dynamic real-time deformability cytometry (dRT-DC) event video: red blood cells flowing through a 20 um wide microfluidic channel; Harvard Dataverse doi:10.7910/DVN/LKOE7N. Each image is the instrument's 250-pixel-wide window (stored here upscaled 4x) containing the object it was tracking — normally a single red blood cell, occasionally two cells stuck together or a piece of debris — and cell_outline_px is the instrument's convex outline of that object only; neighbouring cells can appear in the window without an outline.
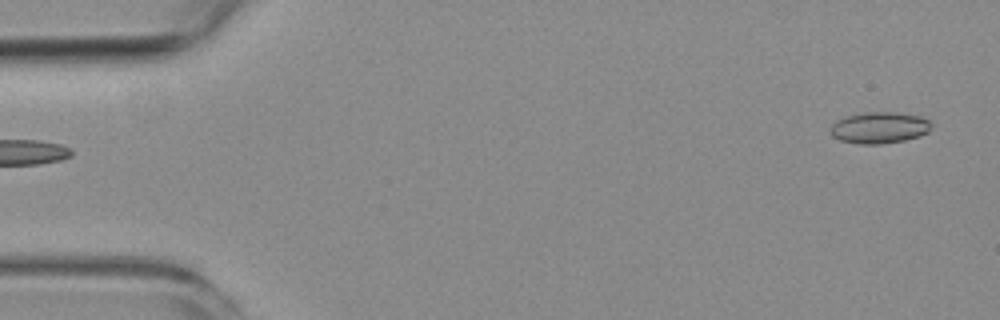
{"species": "common noctule bat (a hibernating species)", "species_latin": "Nyctalus noctula", "temperature_condition": "room temperature", "stored_images_in_passage": 3, "segment_of_instrument_passage": [2, 2], "camera_frame_rate_fps": 3000, "um_per_image_px": 0.085, "animal": {"sex": "female", "body_mass_g": 19.3, "forearm_length_mm": 54.1}, "frame": {"image": 1, "passage_image": 3, "time_ms": 2.333, "image_size_px": [1000, 320], "cell_outline_px": [[932, 124], [928, 132], [920, 136], [904, 140], [880, 144], [860, 144], [840, 140], [832, 136], [828, 128], [836, 120], [848, 116], [864, 112], [896, 112], [920, 116], [928, 120]], "centroid_in_image_um": [74.73, 10.85], "position_along_channel_um": 10.3, "area_um2": 18.55}}